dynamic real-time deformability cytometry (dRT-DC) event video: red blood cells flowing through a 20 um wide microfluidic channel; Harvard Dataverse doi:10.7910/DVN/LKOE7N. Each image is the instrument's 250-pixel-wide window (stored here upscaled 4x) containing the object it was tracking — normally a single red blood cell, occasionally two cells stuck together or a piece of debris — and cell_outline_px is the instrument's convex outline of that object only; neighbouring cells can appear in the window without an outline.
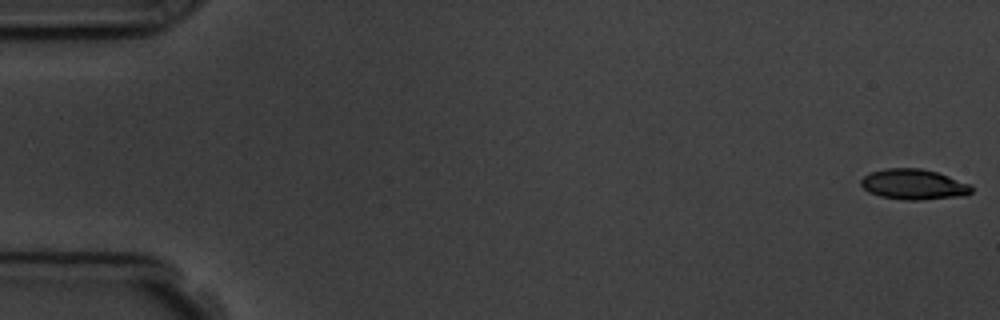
{"species": "common noctule bat (a hibernating species)", "species_latin": "Nyctalus noctula", "temperature_condition": "room temperature", "stored_images_in_passage": 6, "camera_frame_rate_fps": 3000, "um_per_image_px": 0.085, "animal": {"sex": "male", "body_mass_g": 19.5, "forearm_length_mm": 54.6}, "frame": {"image": 1, "passage_image": 1, "time_ms": 0.0, "image_size_px": [1000, 320], "cell_outline_px": [[972, 192], [964, 196], [920, 200], [904, 200], [880, 196], [868, 192], [860, 184], [860, 180], [864, 176], [872, 172], [884, 168], [920, 168], [936, 172], [972, 184]], "centroid_in_image_um": [77.67, 15.68], "position_along_channel_um": 7.3, "area_um2": 19.71}}
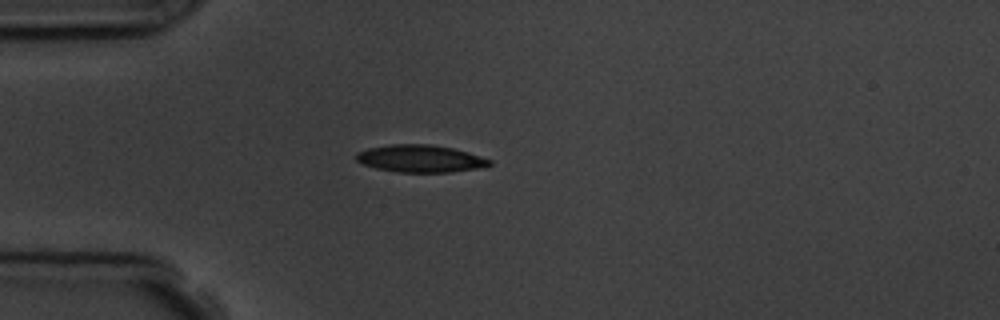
{"frame": {"image": 2, "passage_image": 5, "time_ms": 4.667, "image_size_px": [1000, 320], "cell_outline_px": [[492, 164], [476, 168], [448, 172], [396, 172], [376, 168], [364, 164], [356, 160], [356, 152], [368, 148], [388, 144], [432, 144], [452, 148], [468, 152], [492, 160]], "centroid_in_image_um": [35.69, 13.47], "position_along_channel_um": 49.3, "area_um2": 21.15}}